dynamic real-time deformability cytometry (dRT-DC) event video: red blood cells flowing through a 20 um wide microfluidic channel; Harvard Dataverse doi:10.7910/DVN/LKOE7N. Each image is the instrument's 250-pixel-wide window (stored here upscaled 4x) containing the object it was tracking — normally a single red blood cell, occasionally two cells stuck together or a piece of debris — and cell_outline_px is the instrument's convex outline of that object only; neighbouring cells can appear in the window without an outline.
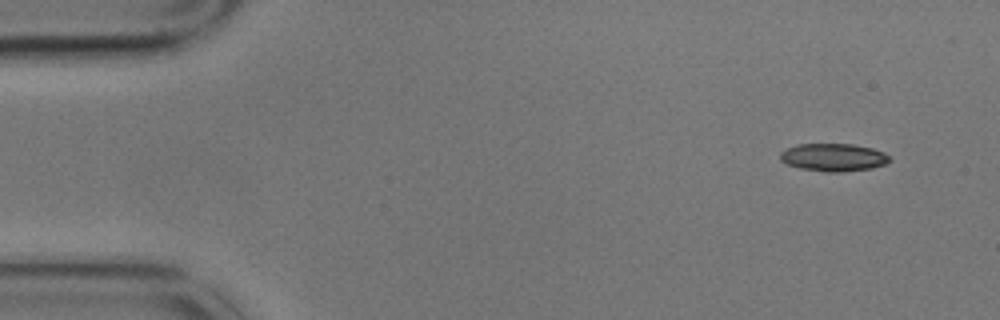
{"species": "common noctule bat (a hibernating species)", "species_latin": "Nyctalus noctula", "temperature_condition": "cold", "stored_images_in_passage": 4, "camera_frame_rate_fps": 3000, "um_per_image_px": 0.085, "animal": {"sex": "male", "body_mass_g": 17.9}, "frame": {"image": 1, "passage_image": 1, "time_ms": 0.0, "image_size_px": [1000, 320], "cell_outline_px": [[892, 160], [884, 164], [872, 168], [840, 172], [824, 172], [800, 168], [788, 164], [780, 160], [780, 152], [796, 144], [852, 144], [872, 148], [884, 152]], "centroid_in_image_um": [70.84, 13.37], "position_along_channel_um": 14.2, "area_um2": 17.69}}
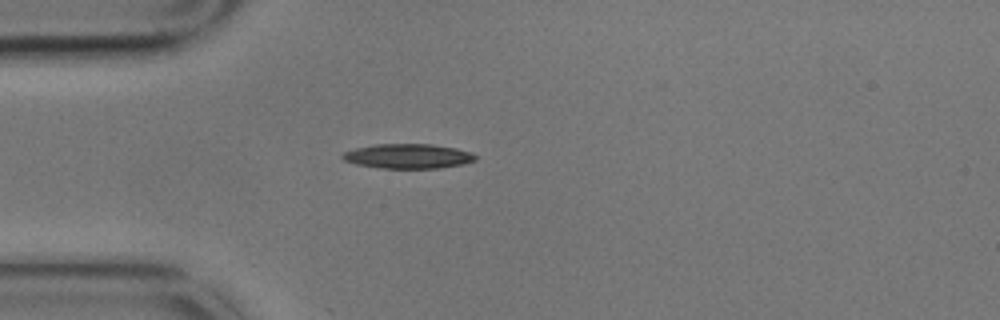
{"frame": {"image": 2, "passage_image": 4, "time_ms": 1.0, "image_size_px": [1000, 320], "cell_outline_px": [[476, 160], [464, 164], [440, 168], [380, 168], [356, 164], [344, 160], [340, 156], [344, 152], [356, 148], [376, 144], [432, 144], [456, 148], [472, 152], [476, 156]], "centroid_in_image_um": [34.71, 13.27], "position_along_channel_um": 50.3, "area_um2": 19.13}}